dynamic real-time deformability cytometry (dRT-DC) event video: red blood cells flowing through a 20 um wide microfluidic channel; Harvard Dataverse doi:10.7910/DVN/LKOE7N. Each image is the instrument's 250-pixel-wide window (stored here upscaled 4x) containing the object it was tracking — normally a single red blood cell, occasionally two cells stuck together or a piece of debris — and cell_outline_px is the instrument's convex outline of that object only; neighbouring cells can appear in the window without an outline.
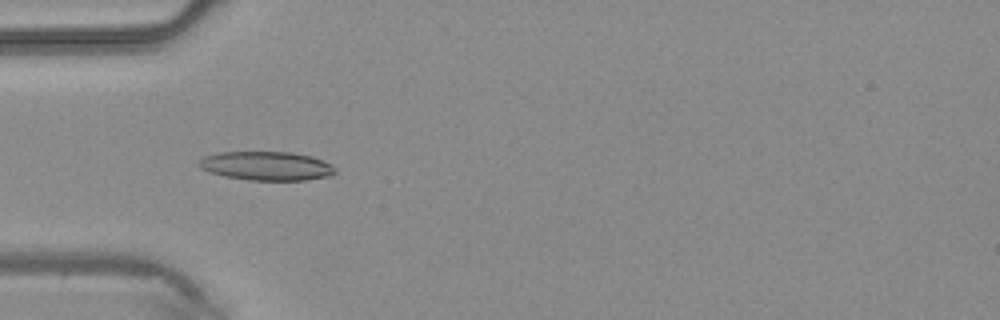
{"species": "common noctule bat (a hibernating species)", "species_latin": "Nyctalus noctula", "temperature_condition": "warm", "stored_images_in_passage": 5, "camera_frame_rate_fps": 3000, "um_per_image_px": 0.085, "animal": {"sex": "male", "body_mass_g": 20.4}, "frame": {"image": 1, "passage_image": 5, "time_ms": 1.333, "image_size_px": [1000, 320], "cell_outline_px": [[336, 172], [332, 176], [304, 180], [248, 180], [224, 176], [208, 172], [200, 168], [196, 164], [204, 156], [220, 152], [292, 152], [312, 156], [324, 160], [332, 164], [336, 168]], "centroid_in_image_um": [22.67, 14.1], "position_along_channel_um": 62.3, "area_um2": 23.24}}